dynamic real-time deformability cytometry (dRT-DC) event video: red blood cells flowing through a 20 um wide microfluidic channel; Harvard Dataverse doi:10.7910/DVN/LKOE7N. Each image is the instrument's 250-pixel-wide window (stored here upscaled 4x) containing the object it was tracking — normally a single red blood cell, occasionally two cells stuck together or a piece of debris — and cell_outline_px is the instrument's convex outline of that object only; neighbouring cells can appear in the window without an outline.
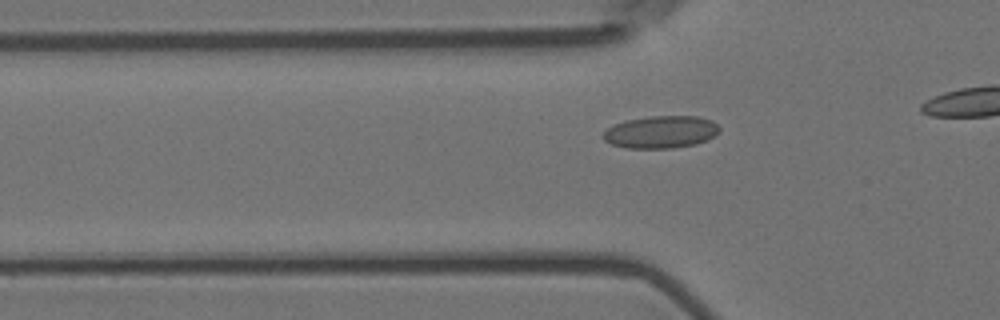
{"species": "Egyptian fruit bat (a non-hibernating species)", "species_latin": "Rousettus aegyptiacus", "temperature_condition": "room temperature", "stored_images_in_passage": 24, "camera_frame_rate_fps": 3000, "um_per_image_px": 0.085, "animal": {"sex": "female"}, "frame": {"image": 1, "passage_image": 14, "time_ms": 4.333, "image_size_px": [1000, 320], "cell_outline_px": [[720, 132], [708, 140], [696, 144], [672, 148], [624, 148], [612, 144], [604, 140], [600, 136], [608, 128], [616, 124], [628, 120], [648, 116], [696, 116], [712, 120], [720, 128]], "centroid_in_image_um": [56.19, 11.22], "position_along_channel_um": 69.6, "area_um2": 22.02}}
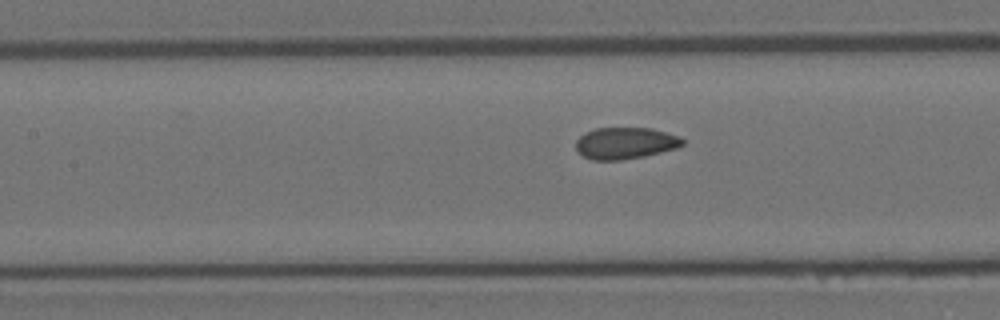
{"frame": {"image": 2, "passage_image": 21, "time_ms": 6.667, "image_size_px": [1000, 320], "cell_outline_px": [[684, 144], [676, 148], [644, 156], [620, 160], [592, 160], [584, 156], [576, 148], [576, 140], [580, 136], [596, 128], [652, 128], [680, 136], [684, 140]], "centroid_in_image_um": [53.17, 12.16], "position_along_channel_um": 154.2, "area_um2": 19.54}}